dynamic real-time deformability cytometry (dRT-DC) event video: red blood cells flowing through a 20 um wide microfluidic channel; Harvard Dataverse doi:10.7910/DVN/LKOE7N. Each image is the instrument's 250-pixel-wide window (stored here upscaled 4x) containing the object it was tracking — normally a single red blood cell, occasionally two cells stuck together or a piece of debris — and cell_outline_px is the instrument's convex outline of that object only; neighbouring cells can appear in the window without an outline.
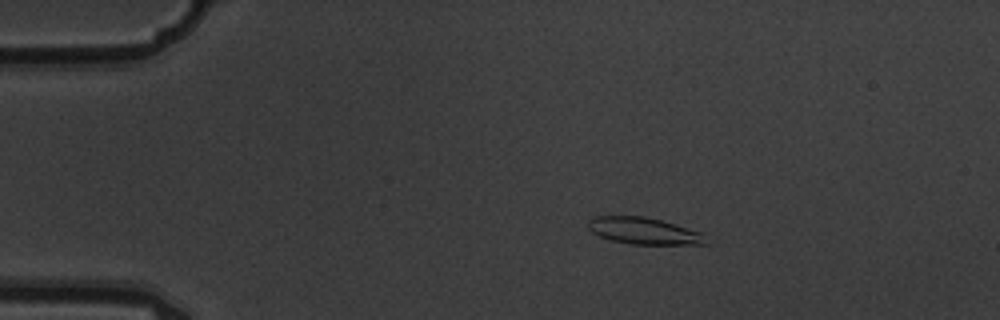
{"species": "common noctule bat (a hibernating species)", "species_latin": "Nyctalus noctula", "temperature_condition": "warm", "stored_images_in_passage": 6, "camera_frame_rate_fps": 3000, "um_per_image_px": 0.085, "animal": {"sex": "male", "body_mass_g": 19.5, "forearm_length_mm": 54.6}, "frame": {"image": 1, "passage_image": 3, "time_ms": 0.667, "image_size_px": [1000, 320], "cell_outline_px": [[708, 244], [632, 244], [612, 240], [600, 236], [592, 232], [588, 228], [588, 220], [596, 216], [644, 216], [660, 220], [704, 232]], "centroid_in_image_um": [54.76, 19.62], "position_along_channel_um": 30.2, "area_um2": 18.32}}
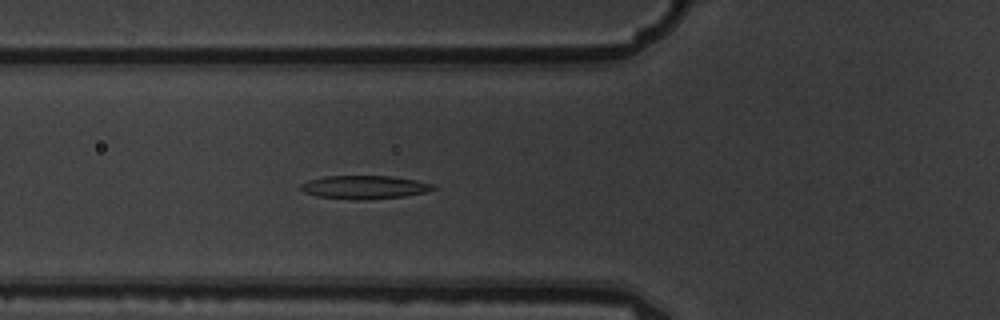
{"frame": {"image": 2, "passage_image": 6, "time_ms": 1.667, "image_size_px": [1000, 320], "cell_outline_px": [[436, 188], [424, 192], [404, 196], [364, 200], [356, 200], [316, 196], [304, 192], [300, 188], [300, 184], [308, 180], [324, 176], [392, 176], [416, 180], [436, 184]], "centroid_in_image_um": [30.97, 15.91], "position_along_channel_um": 94.8, "area_um2": 18.09}}